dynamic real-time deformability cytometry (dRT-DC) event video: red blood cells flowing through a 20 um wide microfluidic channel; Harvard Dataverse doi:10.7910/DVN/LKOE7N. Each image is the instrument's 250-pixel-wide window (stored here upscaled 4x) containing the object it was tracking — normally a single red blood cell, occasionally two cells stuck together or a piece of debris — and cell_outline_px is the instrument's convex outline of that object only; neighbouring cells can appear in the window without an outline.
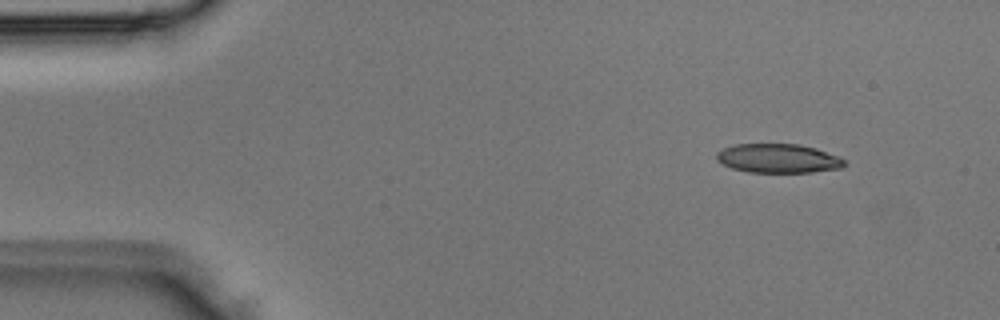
{"species": "Egyptian fruit bat (a non-hibernating species)", "species_latin": "Rousettus aegyptiacus", "temperature_condition": "room temperature", "stored_images_in_passage": 4, "camera_frame_rate_fps": 3000, "um_per_image_px": 0.085, "animal": {"sex": "male"}, "frame": {"image": 1, "passage_image": 1, "time_ms": 0.0, "image_size_px": [1000, 320], "cell_outline_px": [[848, 164], [840, 168], [812, 172], [748, 172], [732, 168], [716, 160], [716, 152], [724, 148], [736, 144], [800, 144], [816, 148], [840, 156]], "centroid_in_image_um": [66.17, 13.46], "position_along_channel_um": 18.8, "area_um2": 21.73}}